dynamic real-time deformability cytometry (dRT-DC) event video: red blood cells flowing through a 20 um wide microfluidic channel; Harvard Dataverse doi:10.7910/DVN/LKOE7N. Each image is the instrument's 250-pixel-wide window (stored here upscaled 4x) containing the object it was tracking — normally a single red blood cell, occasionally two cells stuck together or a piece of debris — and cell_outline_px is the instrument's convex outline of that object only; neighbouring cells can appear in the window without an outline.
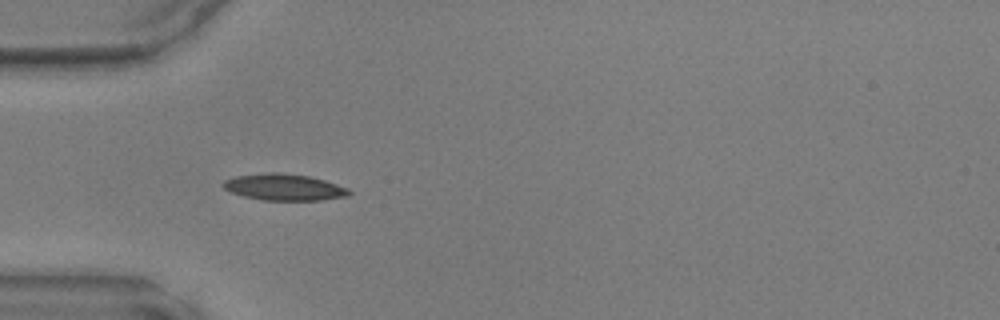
{"species": "common noctule bat (a hibernating species)", "species_latin": "Nyctalus noctula", "temperature_condition": "warm", "stored_images_in_passage": 34, "camera_frame_rate_fps": 3000, "um_per_image_px": 0.085, "animal": {"sex": "male", "body_mass_g": 17.9, "forearm_length_mm": 54.2}, "frame": {"image": 1, "passage_image": 1, "time_ms": 0.0, "image_size_px": [1000, 320], "cell_outline_px": [[352, 192], [348, 196], [324, 200], [264, 200], [244, 196], [232, 192], [224, 188], [220, 184], [224, 180], [236, 176], [264, 172], [280, 172], [308, 176], [324, 180], [348, 188]], "centroid_in_image_um": [24.15, 15.9], "position_along_channel_um": 60.9, "area_um2": 19.48}}
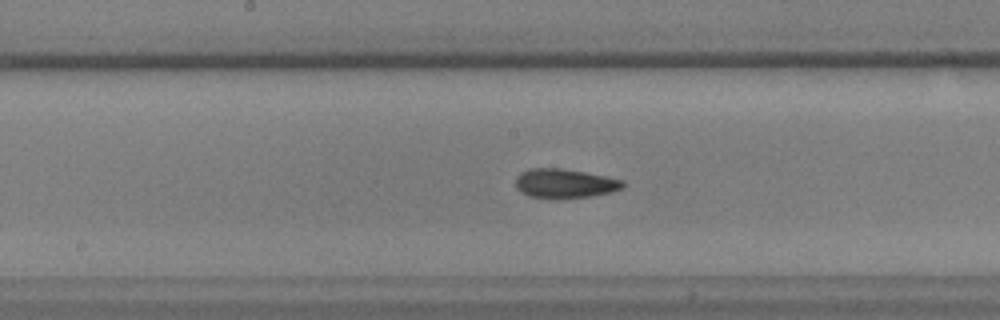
{"frame": {"image": 2, "passage_image": 11, "time_ms": 3.333, "image_size_px": [1000, 320], "cell_outline_px": [[624, 188], [612, 192], [592, 196], [556, 200], [528, 196], [520, 192], [516, 188], [516, 176], [520, 172], [528, 168], [560, 168], [584, 172], [624, 180]], "centroid_in_image_um": [47.97, 15.61], "position_along_channel_um": 200.2, "area_um2": 18.73}}
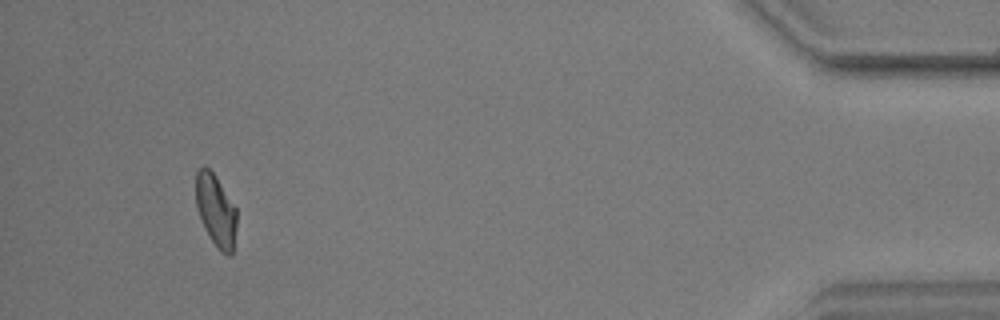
{"frame": {"image": 3, "passage_image": 31, "time_ms": 10.0, "image_size_px": [1000, 320], "cell_outline_px": [[236, 228], [232, 256], [228, 256], [220, 252], [216, 248], [204, 228], [200, 220], [196, 208], [196, 172], [204, 164], [216, 176], [236, 208]], "centroid_in_image_um": [18.34, 17.92], "position_along_channel_um": 416.9, "area_um2": 17.4}}